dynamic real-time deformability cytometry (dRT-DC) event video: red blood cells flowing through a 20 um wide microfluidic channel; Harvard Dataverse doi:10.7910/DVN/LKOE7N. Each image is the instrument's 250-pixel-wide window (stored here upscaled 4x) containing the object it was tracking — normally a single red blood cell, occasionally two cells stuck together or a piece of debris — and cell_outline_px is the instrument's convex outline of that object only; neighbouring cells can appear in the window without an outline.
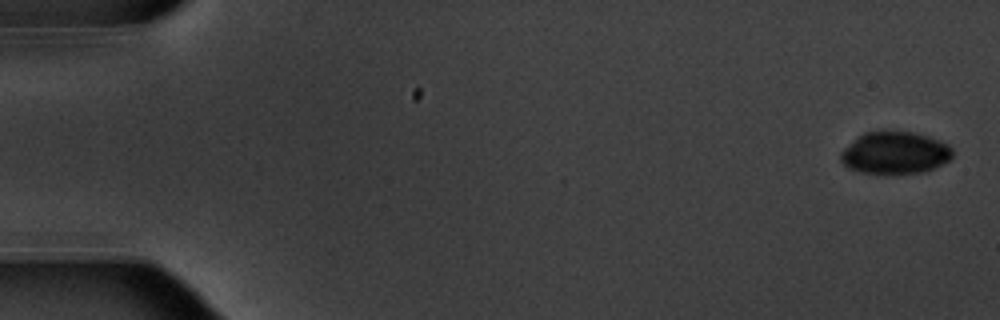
{"species": "common noctule bat (a hibernating species)", "species_latin": "Nyctalus noctula", "temperature_condition": "warm", "stored_images_in_passage": 4, "camera_frame_rate_fps": 3000, "um_per_image_px": 0.085, "animal": {"sex": "male", "body_mass_g": 20.1, "forearm_length_mm": 53.5}, "frame": {"image": 1, "passage_image": 1, "time_ms": 0.0, "image_size_px": [1000, 320], "cell_outline_px": [[952, 156], [948, 160], [924, 172], [864, 172], [848, 168], [840, 160], [840, 152], [844, 148], [864, 132], [884, 128], [888, 128], [912, 132], [928, 136], [940, 140], [948, 144], [952, 148]], "centroid_in_image_um": [76.05, 12.92], "position_along_channel_um": 8.9, "area_um2": 27.57}}